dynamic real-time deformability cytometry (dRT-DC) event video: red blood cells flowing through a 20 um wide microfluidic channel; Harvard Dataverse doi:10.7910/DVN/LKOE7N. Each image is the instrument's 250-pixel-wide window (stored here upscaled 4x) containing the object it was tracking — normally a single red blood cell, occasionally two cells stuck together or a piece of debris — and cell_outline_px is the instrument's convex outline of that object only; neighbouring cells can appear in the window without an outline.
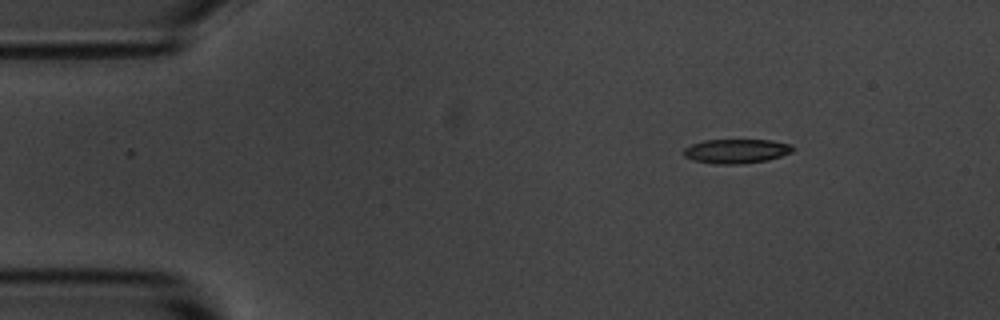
{"species": "common noctule bat (a hibernating species)", "species_latin": "Nyctalus noctula", "temperature_condition": "room temperature", "stored_images_in_passage": 49, "camera_frame_rate_fps": 3000, "um_per_image_px": 0.085, "animal": {"sex": "male", "body_mass_g": 20.1, "forearm_length_mm": 53.5}, "frame": {"image": 1, "passage_image": 1, "time_ms": 0.0, "image_size_px": [1000, 320], "cell_outline_px": [[796, 148], [792, 152], [768, 160], [740, 164], [720, 164], [692, 160], [684, 156], [684, 148], [692, 144], [704, 140], [772, 140], [792, 144]], "centroid_in_image_um": [62.62, 12.84], "position_along_channel_um": 22.4, "area_um2": 15.49}}
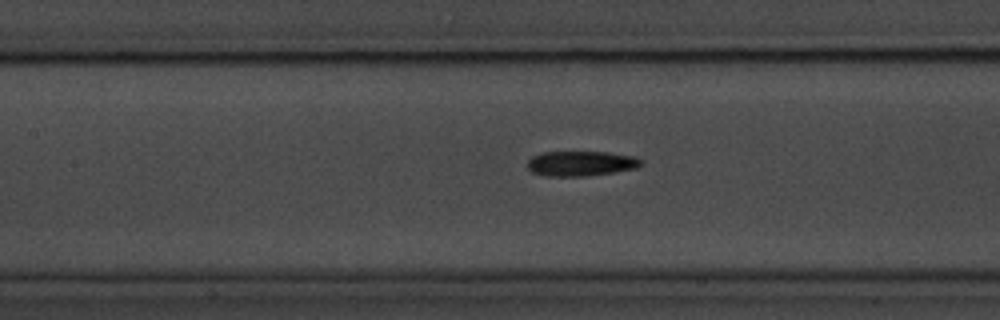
{"frame": {"image": 2, "passage_image": 18, "time_ms": 5.667, "image_size_px": [1000, 320], "cell_outline_px": [[640, 164], [636, 168], [612, 172], [584, 176], [544, 176], [532, 172], [528, 168], [528, 160], [532, 156], [544, 152], [608, 152], [636, 156], [640, 160]], "centroid_in_image_um": [49.34, 13.89], "position_along_channel_um": 158.1, "area_um2": 16.42}}
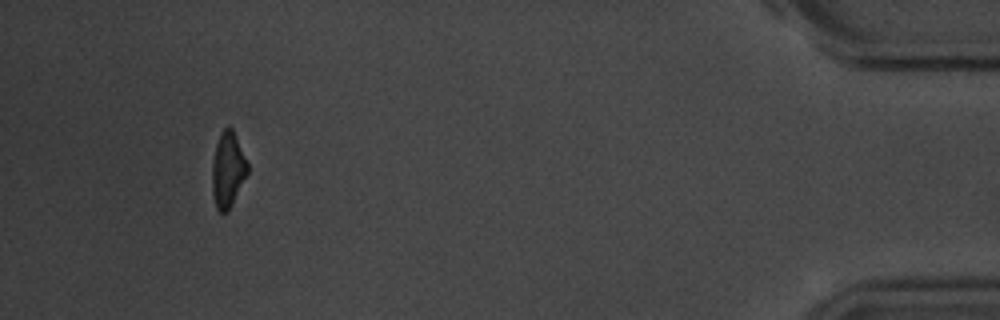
{"frame": {"image": 3, "passage_image": 45, "time_ms": 14.667, "image_size_px": [1000, 320], "cell_outline_px": [[248, 172], [228, 212], [220, 212], [216, 208], [212, 192], [212, 164], [216, 144], [220, 132], [228, 124], [232, 128], [248, 164]], "centroid_in_image_um": [19.35, 14.42], "position_along_channel_um": 415.9, "area_um2": 15.49}, "authors_computed_cell_mechanics": {"area_um2": 16.4152, "velocity_mm_per_s": 3.6344, "shape_relaxation_time_tau1_ms": 6.2876, "shape_relaxation_time_tau2_ms": null, "deformation_change_tau1": 0.166, "deformation_change_tau2": null}}